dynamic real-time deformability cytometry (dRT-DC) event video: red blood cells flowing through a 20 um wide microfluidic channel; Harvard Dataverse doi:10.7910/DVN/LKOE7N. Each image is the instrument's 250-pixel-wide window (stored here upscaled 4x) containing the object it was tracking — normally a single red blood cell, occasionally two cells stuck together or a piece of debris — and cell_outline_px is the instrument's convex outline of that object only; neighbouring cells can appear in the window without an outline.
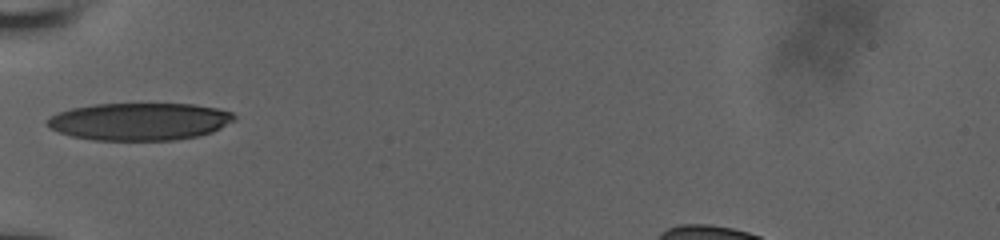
{"species": "human", "species_latin": "Homo sapiens", "temperature_condition": "room temperature", "stored_images_in_passage": 17, "camera_frame_rate_fps": 3000, "um_per_image_px": 0.085, "donor": {"sex": "male"}, "frame": {"image": 1, "passage_image": 1, "time_ms": 0.0, "image_size_px": [1000, 240], "cell_outline_px": [[236, 120], [212, 132], [200, 136], [176, 140], [92, 140], [72, 136], [60, 132], [52, 128], [44, 120], [60, 112], [72, 108], [92, 104], [192, 104], [216, 108], [232, 112], [236, 116]], "centroid_in_image_um": [11.9, 10.33], "position_along_channel_um": 73.1, "area_um2": 40.81}}
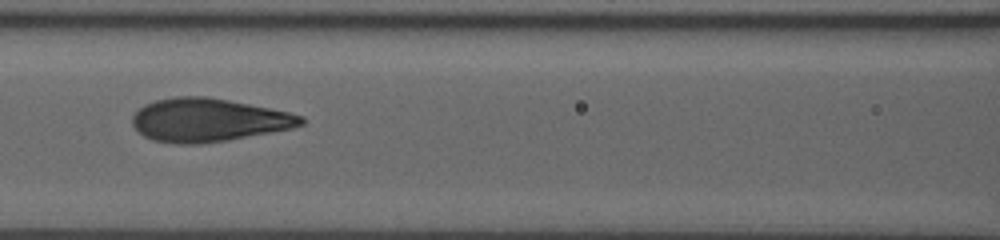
{"frame": {"image": 2, "passage_image": 11, "time_ms": 2.0, "image_size_px": [1000, 240], "cell_outline_px": [[304, 124], [292, 128], [228, 140], [200, 144], [176, 144], [152, 140], [144, 136], [132, 124], [132, 116], [144, 104], [156, 100], [172, 96], [204, 96], [228, 100], [288, 112], [304, 116]], "centroid_in_image_um": [17.68, 10.2], "position_along_channel_um": 148.9, "area_um2": 42.43}}
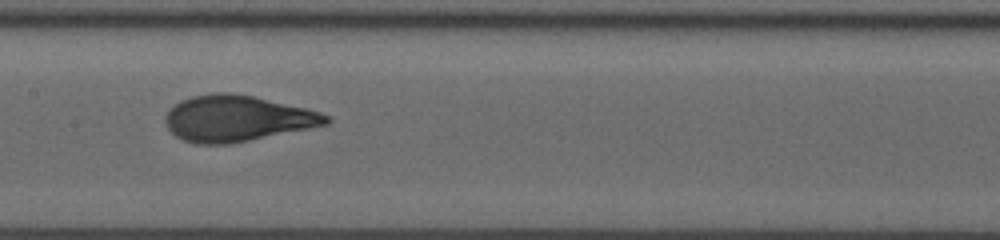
{"frame": {"image": 3, "passage_image": 16, "time_ms": 3.0, "image_size_px": [1000, 240], "cell_outline_px": [[332, 120], [328, 124], [228, 144], [196, 144], [184, 140], [176, 136], [168, 128], [164, 120], [164, 116], [180, 100], [192, 96], [212, 92], [232, 92], [252, 96], [304, 108], [320, 112], [328, 116]], "centroid_in_image_um": [20.11, 10.06], "position_along_channel_um": 187.3, "area_um2": 42.66}}